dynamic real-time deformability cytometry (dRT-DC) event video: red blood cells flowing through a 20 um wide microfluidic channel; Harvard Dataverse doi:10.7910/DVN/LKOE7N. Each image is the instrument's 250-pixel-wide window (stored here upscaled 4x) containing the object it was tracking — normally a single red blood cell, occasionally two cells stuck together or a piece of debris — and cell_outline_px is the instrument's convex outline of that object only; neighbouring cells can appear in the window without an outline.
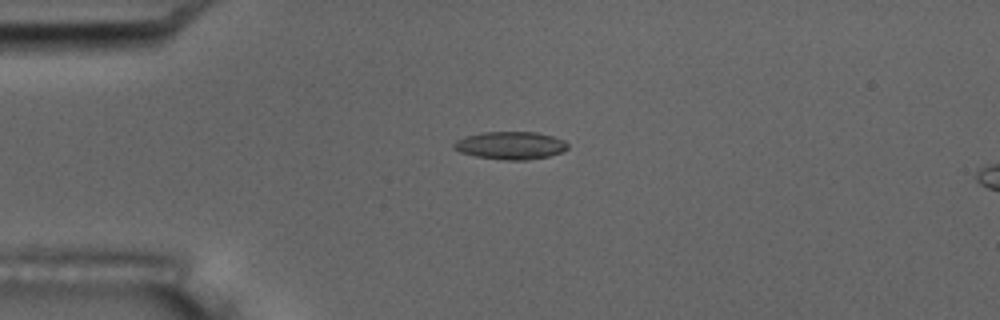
{"species": "common noctule bat (a hibernating species)", "species_latin": "Nyctalus noctula", "temperature_condition": "room temperature", "stored_images_in_passage": 6, "camera_frame_rate_fps": 3000, "um_per_image_px": 0.085, "animal": {"sex": "male", "body_mass_g": 17.5, "forearm_length_mm": 52.3}, "frame": {"image": 1, "passage_image": 4, "time_ms": 4.667, "image_size_px": [1000, 320], "cell_outline_px": [[568, 148], [560, 152], [548, 156], [528, 160], [504, 160], [476, 156], [460, 152], [452, 148], [452, 144], [456, 140], [464, 136], [484, 132], [536, 132], [552, 136], [564, 140], [568, 144]], "centroid_in_image_um": [43.36, 12.36], "position_along_channel_um": 41.6, "area_um2": 18.44}}